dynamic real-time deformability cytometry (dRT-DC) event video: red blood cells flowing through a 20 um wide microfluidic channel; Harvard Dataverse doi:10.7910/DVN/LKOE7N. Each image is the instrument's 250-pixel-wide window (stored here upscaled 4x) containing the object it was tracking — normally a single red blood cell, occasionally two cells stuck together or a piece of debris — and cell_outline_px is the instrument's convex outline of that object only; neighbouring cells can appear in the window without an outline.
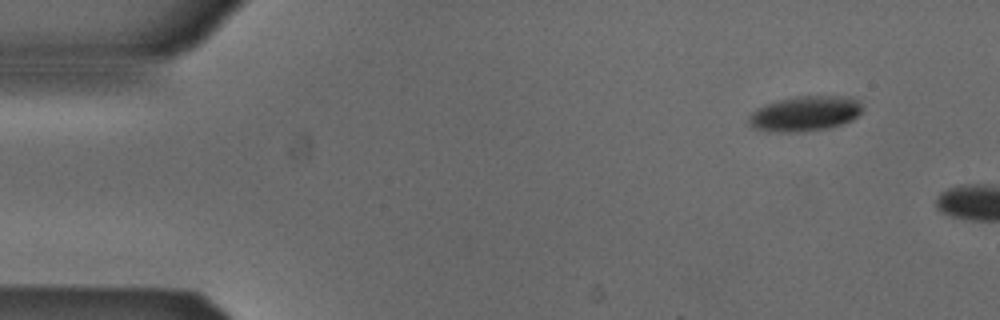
{"species": "Egyptian fruit bat (a non-hibernating species)", "species_latin": "Rousettus aegyptiacus", "temperature_condition": "cold", "stored_images_in_passage": 4, "camera_frame_rate_fps": 3000, "um_per_image_px": 0.085, "animal": {"sex": "male"}, "frame": {"image": 1, "passage_image": 1, "time_ms": 0.0, "image_size_px": [1000, 320], "cell_outline_px": [[864, 108], [852, 120], [832, 128], [800, 132], [768, 132], [752, 128], [748, 124], [748, 116], [756, 108], [764, 104], [780, 100], [800, 96], [840, 96], [856, 100]], "centroid_in_image_um": [68.36, 9.68], "position_along_channel_um": 16.6, "area_um2": 23.41}}